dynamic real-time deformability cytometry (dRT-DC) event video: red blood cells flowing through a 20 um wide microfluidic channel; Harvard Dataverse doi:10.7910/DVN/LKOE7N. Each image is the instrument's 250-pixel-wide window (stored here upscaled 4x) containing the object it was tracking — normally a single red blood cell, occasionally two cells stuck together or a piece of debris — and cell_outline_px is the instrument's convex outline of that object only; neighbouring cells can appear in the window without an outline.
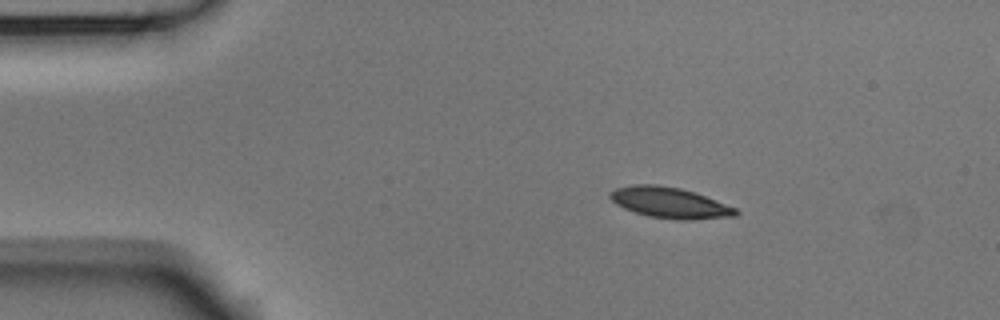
{"species": "Egyptian fruit bat (a non-hibernating species)", "species_latin": "Rousettus aegyptiacus", "temperature_condition": "room temperature", "stored_images_in_passage": 4, "camera_frame_rate_fps": 3000, "um_per_image_px": 0.085, "animal": {"sex": "male"}, "frame": {"image": 1, "passage_image": 1, "time_ms": 0.0, "image_size_px": [1000, 320], "cell_outline_px": [[740, 212], [736, 216], [692, 220], [676, 220], [648, 216], [624, 208], [616, 204], [608, 196], [608, 192], [616, 188], [632, 184], [656, 184], [680, 188], [704, 196], [736, 208]], "centroid_in_image_um": [56.9, 17.23], "position_along_channel_um": 28.1, "area_um2": 22.54}}
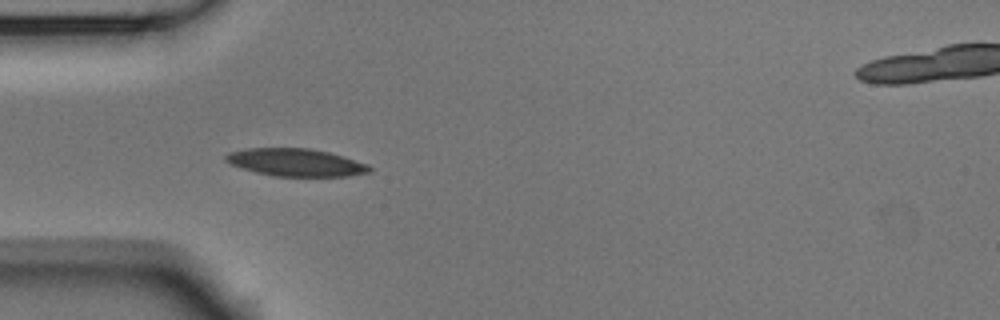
{"frame": {"image": 2, "passage_image": 3, "time_ms": 0.667, "image_size_px": [1000, 320], "cell_outline_px": [[372, 172], [348, 176], [272, 176], [256, 172], [232, 164], [224, 160], [224, 156], [228, 152], [248, 148], [308, 148], [328, 152], [368, 164], [372, 168]], "centroid_in_image_um": [25.15, 13.81], "position_along_channel_um": 59.9, "area_um2": 23.0}}
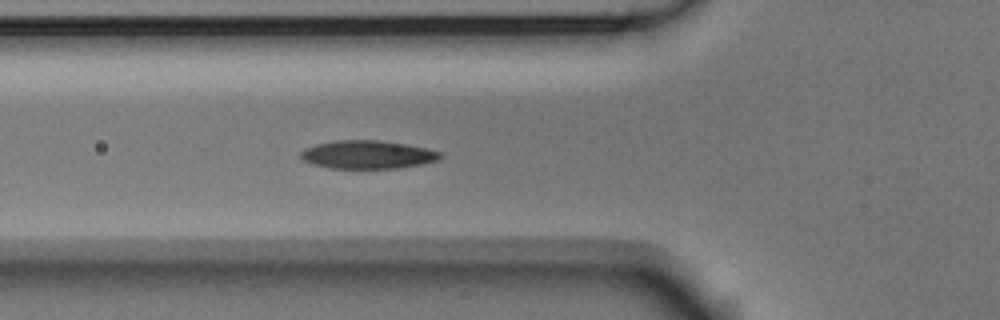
{"frame": {"image": 3, "passage_image": 4, "time_ms": 1.0, "image_size_px": [1000, 320], "cell_outline_px": [[444, 156], [440, 160], [424, 164], [400, 168], [328, 168], [312, 164], [304, 160], [300, 156], [300, 152], [304, 148], [316, 144], [336, 140], [376, 140], [404, 144], [424, 148], [440, 152]], "centroid_in_image_um": [31.25, 13.15], "position_along_channel_um": 94.6, "area_um2": 23.0}}